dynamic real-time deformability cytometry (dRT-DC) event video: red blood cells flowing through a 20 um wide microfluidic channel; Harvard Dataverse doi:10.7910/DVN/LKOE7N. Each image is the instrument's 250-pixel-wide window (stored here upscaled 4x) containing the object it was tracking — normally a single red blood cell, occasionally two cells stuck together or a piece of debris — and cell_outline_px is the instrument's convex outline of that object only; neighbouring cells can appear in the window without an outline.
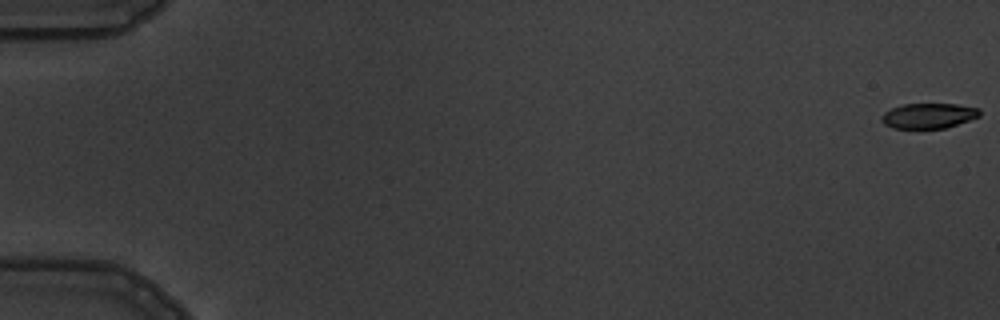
{"species": "common noctule bat (a hibernating species)", "species_latin": "Nyctalus noctula", "temperature_condition": "warm", "stored_images_in_passage": 6, "camera_frame_rate_fps": 3000, "um_per_image_px": 0.085, "animal": {"sex": "male", "body_mass_g": 19.5, "forearm_length_mm": 54.6}, "frame": {"image": 1, "passage_image": 1, "time_ms": 0.0, "image_size_px": [1000, 320], "cell_outline_px": [[980, 116], [944, 128], [892, 128], [884, 124], [880, 120], [880, 116], [884, 112], [892, 108], [904, 104], [956, 104], [980, 108]], "centroid_in_image_um": [78.9, 9.83], "position_along_channel_um": 6.1, "area_um2": 14.33}}
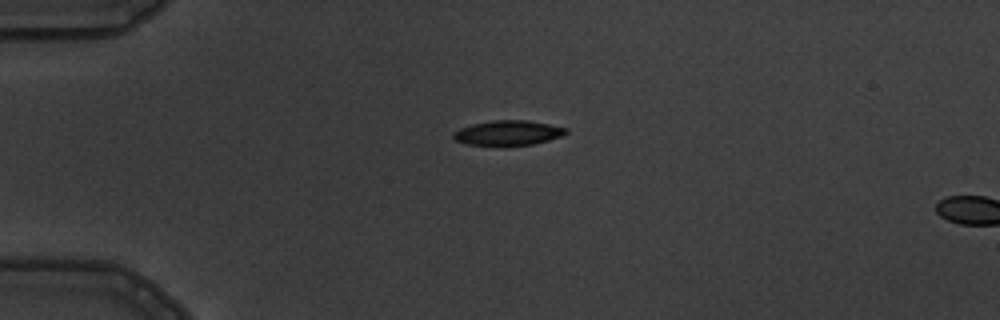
{"frame": {"image": 2, "passage_image": 5, "time_ms": 4.667, "image_size_px": [1000, 320], "cell_outline_px": [[568, 132], [560, 136], [548, 140], [532, 144], [504, 148], [464, 144], [456, 140], [452, 136], [452, 132], [460, 128], [472, 124], [492, 120], [528, 120], [568, 128]], "centroid_in_image_um": [43.13, 11.33], "position_along_channel_um": 41.9, "area_um2": 16.94}}